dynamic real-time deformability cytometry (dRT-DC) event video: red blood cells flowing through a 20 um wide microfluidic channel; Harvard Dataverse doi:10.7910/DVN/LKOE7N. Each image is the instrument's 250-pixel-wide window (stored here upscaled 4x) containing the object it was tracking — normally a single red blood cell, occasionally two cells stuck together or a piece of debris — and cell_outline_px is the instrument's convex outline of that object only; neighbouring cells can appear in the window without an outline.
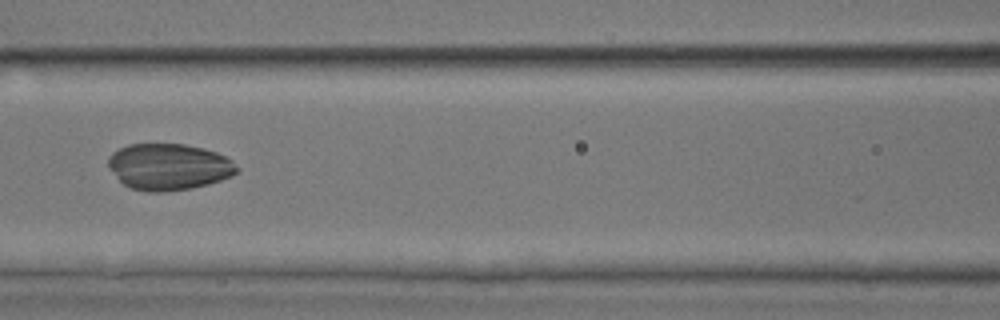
{"species": "common noctule bat (a hibernating species)", "species_latin": "Nyctalus noctula", "temperature_condition": "room temperature", "stored_images_in_passage": 45, "camera_frame_rate_fps": 3000, "um_per_image_px": 0.085, "animal": {"sex": "male", "body_mass_g": 17.9, "forearm_length_mm": 54.2}, "frame": {"image": 1, "passage_image": 19, "time_ms": 6.0, "image_size_px": [1000, 320], "cell_outline_px": [[240, 168], [232, 176], [208, 184], [192, 188], [164, 192], [148, 192], [128, 188], [108, 168], [108, 156], [112, 152], [128, 144], [184, 144], [204, 148], [216, 152], [232, 160]], "centroid_in_image_um": [14.34, 14.18], "position_along_channel_um": 152.3, "area_um2": 35.03}}
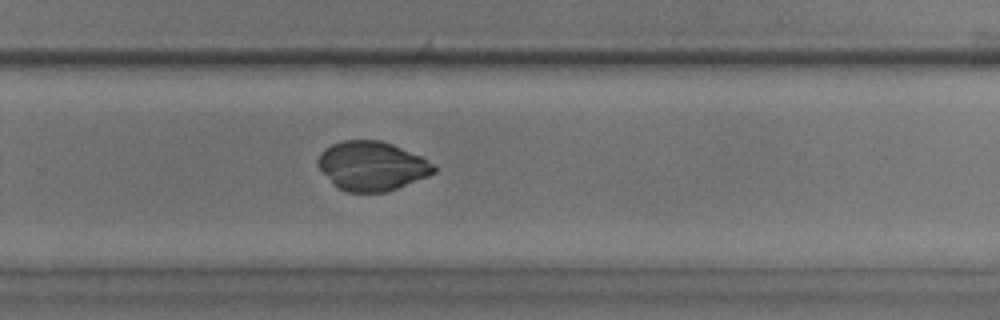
{"frame": {"image": 2, "passage_image": 30, "time_ms": 9.667, "image_size_px": [1000, 320], "cell_outline_px": [[436, 172], [428, 176], [396, 188], [384, 192], [348, 192], [336, 188], [332, 184], [316, 164], [316, 160], [320, 152], [324, 148], [332, 144], [344, 140], [380, 140], [392, 144], [420, 156], [432, 164], [436, 168]], "centroid_in_image_um": [31.55, 14.11], "position_along_channel_um": 298.3, "area_um2": 33.18}}
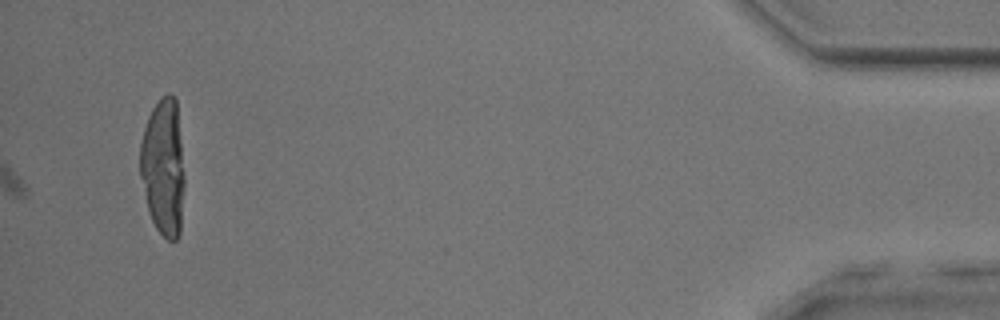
{"frame": {"image": 3, "passage_image": 45, "time_ms": 14.667, "image_size_px": [1000, 320], "cell_outline_px": [[184, 188], [180, 232], [176, 240], [168, 240], [156, 228], [152, 220], [148, 208], [140, 176], [140, 144], [144, 128], [148, 116], [152, 108], [168, 92], [176, 100], [184, 172]], "centroid_in_image_um": [13.88, 14.23], "position_along_channel_um": 421.3, "area_um2": 35.14}}